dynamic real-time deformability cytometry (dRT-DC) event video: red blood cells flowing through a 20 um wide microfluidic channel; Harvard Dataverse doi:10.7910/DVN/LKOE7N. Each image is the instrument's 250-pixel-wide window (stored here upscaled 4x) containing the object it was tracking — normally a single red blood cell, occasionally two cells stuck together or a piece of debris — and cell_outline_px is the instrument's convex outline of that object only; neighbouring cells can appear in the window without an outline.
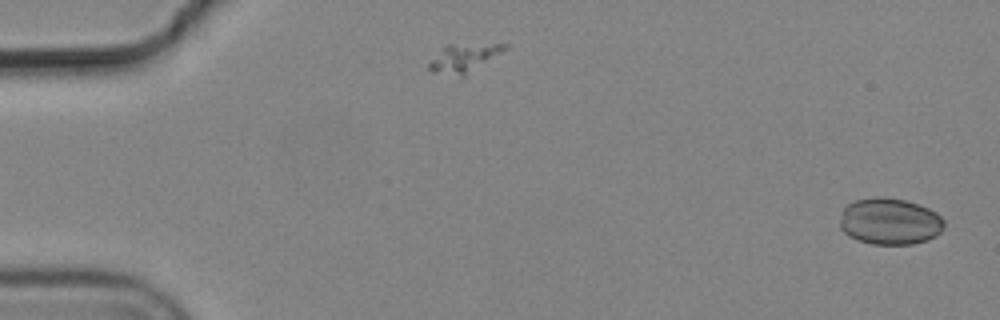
{"species": "common noctule bat (a hibernating species)", "species_latin": "Nyctalus noctula", "temperature_condition": "cold", "stored_images_in_passage": 6, "camera_frame_rate_fps": 3000, "um_per_image_px": 0.085, "animal": {"sex": "male", "body_mass_g": 19.2, "forearm_length_mm": 51.8}, "frame": {"image": 1, "passage_image": 1, "time_ms": 0.0, "image_size_px": [1000, 320], "cell_outline_px": [[944, 228], [936, 236], [928, 240], [912, 244], [872, 244], [848, 236], [840, 228], [840, 220], [844, 208], [848, 204], [856, 200], [876, 196], [884, 196], [904, 200], [928, 208], [936, 212], [944, 220]], "centroid_in_image_um": [75.64, 18.82], "position_along_channel_um": 9.4, "area_um2": 28.32}}
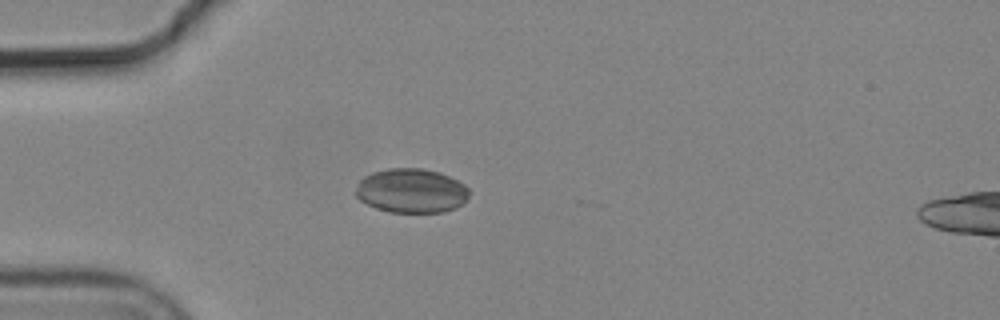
{"frame": {"image": 2, "passage_image": 5, "time_ms": 1.333, "image_size_px": [1000, 320], "cell_outline_px": [[468, 196], [464, 204], [456, 208], [444, 212], [388, 212], [376, 208], [360, 200], [356, 196], [356, 188], [360, 180], [364, 176], [372, 172], [388, 168], [420, 168], [440, 172], [464, 184], [468, 188]], "centroid_in_image_um": [34.97, 16.21], "position_along_channel_um": 50.0, "area_um2": 29.36}}